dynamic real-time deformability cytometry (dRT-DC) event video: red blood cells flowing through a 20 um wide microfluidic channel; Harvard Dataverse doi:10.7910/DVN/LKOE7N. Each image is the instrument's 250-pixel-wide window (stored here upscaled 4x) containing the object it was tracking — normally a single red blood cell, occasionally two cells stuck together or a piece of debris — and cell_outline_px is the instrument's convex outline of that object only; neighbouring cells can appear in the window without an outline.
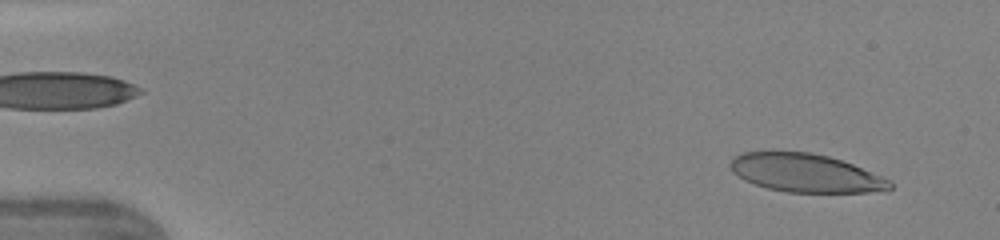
{"species": "human", "species_latin": "Homo sapiens", "temperature_condition": "warm", "stored_images_in_passage": 45, "camera_frame_rate_fps": 3000, "um_per_image_px": 0.085, "donor": {"sex": "female"}, "frame": {"image": 1, "passage_image": 3, "time_ms": 0.667, "image_size_px": [1000, 240], "cell_outline_px": [[892, 188], [888, 192], [788, 192], [768, 188], [744, 180], [732, 172], [728, 164], [732, 156], [744, 152], [808, 152], [828, 156], [852, 164], [892, 180]], "centroid_in_image_um": [68.49, 14.71], "position_along_channel_um": 16.5, "area_um2": 35.72}}
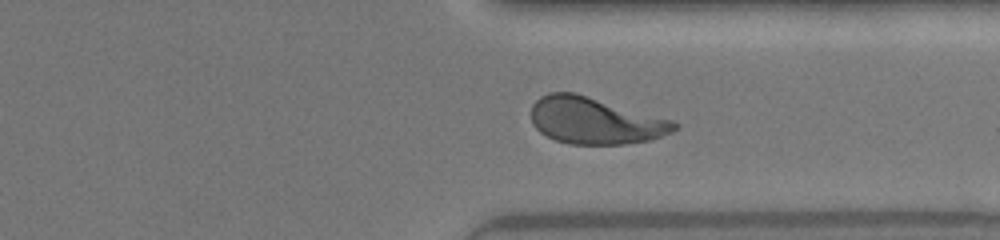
{"frame": {"image": 2, "passage_image": 35, "time_ms": 11.333, "image_size_px": [1000, 240], "cell_outline_px": [[680, 124], [672, 132], [648, 140], [624, 144], [568, 144], [556, 140], [540, 132], [532, 124], [532, 104], [540, 96], [548, 92], [576, 92], [672, 120]], "centroid_in_image_um": [50.55, 10.24], "position_along_channel_um": 360.8, "area_um2": 38.9}}
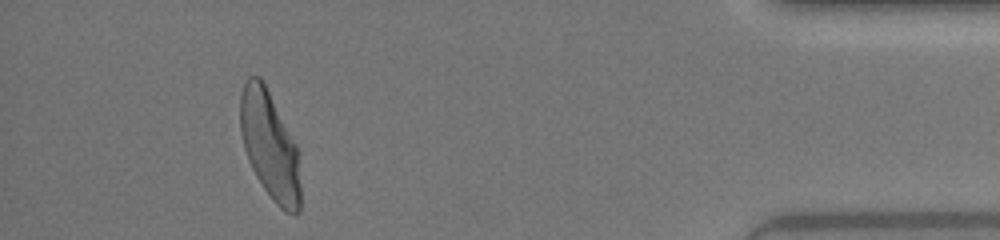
{"frame": {"image": 3, "passage_image": 42, "time_ms": 13.667, "image_size_px": [1000, 240], "cell_outline_px": [[300, 212], [296, 216], [280, 208], [276, 204], [264, 188], [256, 176], [248, 160], [244, 148], [240, 132], [240, 96], [244, 80], [248, 76], [260, 76], [264, 80], [300, 152]], "centroid_in_image_um": [22.94, 12.34], "position_along_channel_um": 412.3, "area_um2": 38.55}, "authors_computed_cell_mechanics": {"area_um2": 38.8416, "velocity_mm_per_s": 4.3565, "shape_relaxation_time_tau1_ms": 3.8577, "shape_relaxation_time_tau2_ms": 0.7623, "deformation_change_tau1": 0.2271, "deformation_change_tau2": 0.1004}}